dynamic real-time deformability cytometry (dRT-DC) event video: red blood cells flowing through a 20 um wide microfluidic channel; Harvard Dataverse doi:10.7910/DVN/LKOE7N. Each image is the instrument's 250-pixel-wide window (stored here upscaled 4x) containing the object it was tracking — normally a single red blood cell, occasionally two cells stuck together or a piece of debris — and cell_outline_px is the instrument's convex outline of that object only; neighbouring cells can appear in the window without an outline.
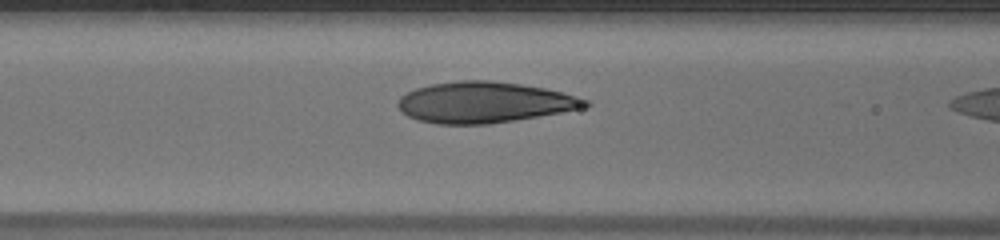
{"species": "human", "species_latin": "Homo sapiens", "temperature_condition": "warm", "stored_images_in_passage": 7, "camera_frame_rate_fps": 3000, "um_per_image_px": 0.085, "donor": {"sex": "male"}, "frame": {"image": 1, "passage_image": 5, "time_ms": 1.333, "image_size_px": [1000, 240], "cell_outline_px": [[592, 104], [580, 108], [560, 112], [488, 124], [436, 124], [416, 120], [400, 112], [396, 104], [400, 96], [416, 88], [432, 84], [456, 80], [492, 80], [520, 84], [544, 88], [576, 96], [588, 100]], "centroid_in_image_um": [41.08, 8.69], "position_along_channel_um": 125.5, "area_um2": 44.51}}